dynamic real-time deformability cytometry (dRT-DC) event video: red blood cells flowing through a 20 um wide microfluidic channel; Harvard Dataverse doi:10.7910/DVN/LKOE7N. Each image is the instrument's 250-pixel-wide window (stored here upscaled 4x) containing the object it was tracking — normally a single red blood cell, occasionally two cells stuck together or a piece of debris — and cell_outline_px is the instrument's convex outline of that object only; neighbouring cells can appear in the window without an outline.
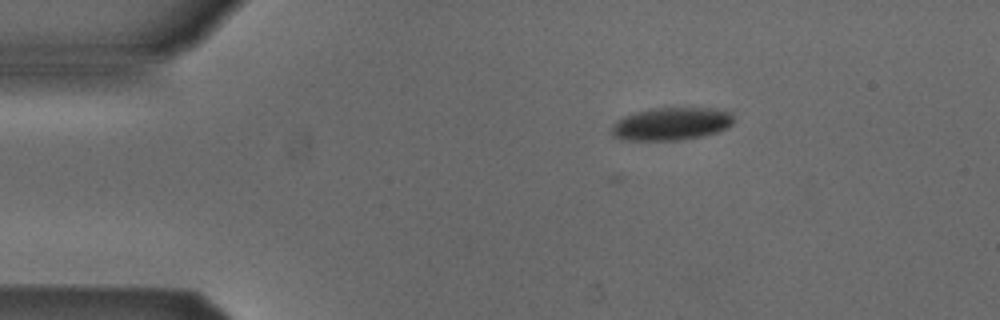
{"species": "Egyptian fruit bat (a non-hibernating species)", "species_latin": "Rousettus aegyptiacus", "temperature_condition": "cold", "stored_images_in_passage": 6, "camera_frame_rate_fps": 3000, "um_per_image_px": 0.085, "animal": {"sex": "male"}, "frame": {"image": 1, "passage_image": 1, "time_ms": 0.0, "image_size_px": [1000, 320], "cell_outline_px": [[732, 124], [728, 128], [704, 136], [680, 140], [620, 140], [612, 136], [612, 124], [616, 120], [624, 116], [636, 112], [652, 108], [712, 108], [732, 112]], "centroid_in_image_um": [57.04, 10.53], "position_along_channel_um": 28.0, "area_um2": 23.47}}